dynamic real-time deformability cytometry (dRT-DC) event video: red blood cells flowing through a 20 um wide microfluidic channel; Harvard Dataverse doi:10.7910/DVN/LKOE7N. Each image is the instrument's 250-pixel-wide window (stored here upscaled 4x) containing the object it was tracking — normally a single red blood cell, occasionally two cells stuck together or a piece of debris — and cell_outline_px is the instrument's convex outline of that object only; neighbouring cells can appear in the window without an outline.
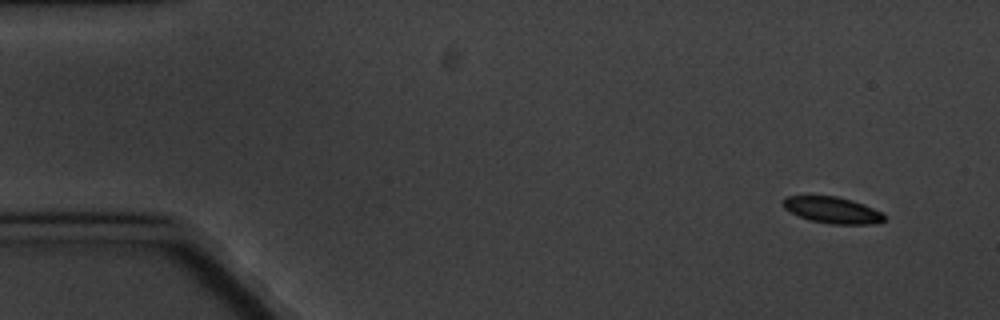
{"species": "common noctule bat (a hibernating species)", "species_latin": "Nyctalus noctula", "temperature_condition": "cold", "stored_images_in_passage": 7, "camera_frame_rate_fps": 3000, "um_per_image_px": 0.085, "animal": {"sex": "male", "body_mass_g": 20.1, "forearm_length_mm": 53.5}, "frame": {"image": 1, "passage_image": 1, "time_ms": 0.0, "image_size_px": [1000, 320], "cell_outline_px": [[884, 220], [872, 224], [832, 224], [808, 220], [784, 208], [780, 204], [788, 196], [836, 196], [852, 200], [864, 204], [880, 212], [884, 216]], "centroid_in_image_um": [70.73, 17.85], "position_along_channel_um": 14.3, "area_um2": 15.37}}
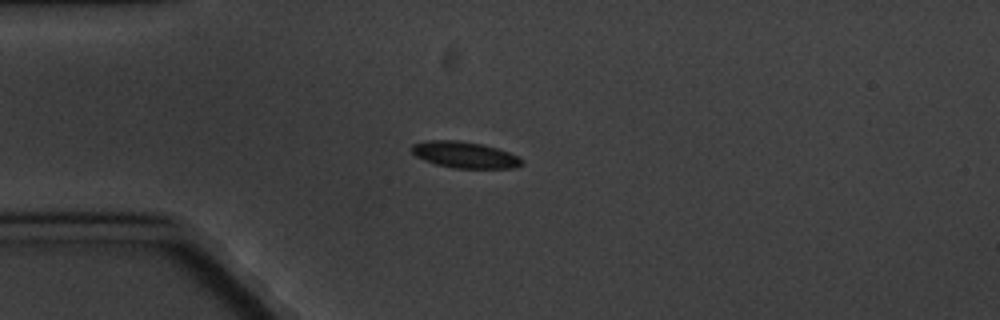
{"frame": {"image": 2, "passage_image": 4, "time_ms": 3.667, "image_size_px": [1000, 320], "cell_outline_px": [[524, 164], [512, 168], [452, 168], [436, 164], [424, 160], [416, 156], [412, 152], [412, 144], [428, 140], [460, 140], [480, 144], [496, 148], [508, 152], [516, 156]], "centroid_in_image_um": [39.46, 13.16], "position_along_channel_um": 45.5, "area_um2": 16.7}}